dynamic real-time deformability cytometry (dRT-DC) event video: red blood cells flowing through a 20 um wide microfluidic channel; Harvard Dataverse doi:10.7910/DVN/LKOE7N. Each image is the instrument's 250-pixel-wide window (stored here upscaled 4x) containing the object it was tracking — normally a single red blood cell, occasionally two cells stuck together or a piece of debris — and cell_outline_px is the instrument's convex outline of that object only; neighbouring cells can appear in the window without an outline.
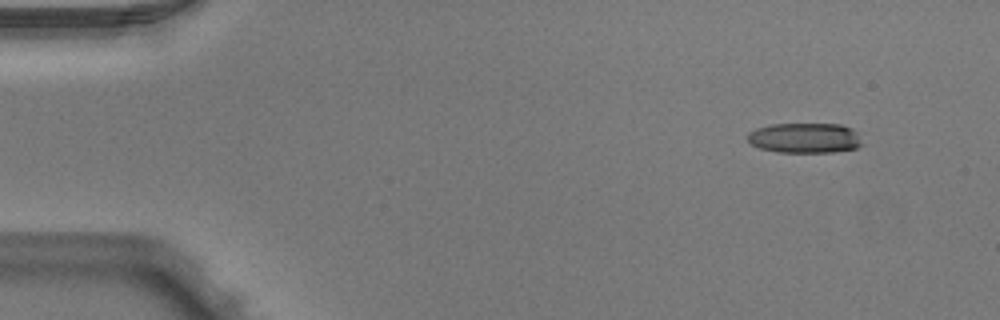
{"species": "Egyptian fruit bat (a non-hibernating species)", "species_latin": "Rousettus aegyptiacus", "temperature_condition": "warm", "stored_images_in_passage": 3, "camera_frame_rate_fps": 3000, "um_per_image_px": 0.085, "animal": {"sex": "male"}, "frame": {"image": 1, "passage_image": 1, "time_ms": 0.0, "image_size_px": [1000, 320], "cell_outline_px": [[864, 144], [856, 148], [832, 152], [776, 152], [760, 148], [752, 144], [748, 140], [748, 132], [756, 128], [772, 124], [840, 124], [852, 128], [856, 132]], "centroid_in_image_um": [68.42, 11.72], "position_along_channel_um": 16.6, "area_um2": 20.17}}